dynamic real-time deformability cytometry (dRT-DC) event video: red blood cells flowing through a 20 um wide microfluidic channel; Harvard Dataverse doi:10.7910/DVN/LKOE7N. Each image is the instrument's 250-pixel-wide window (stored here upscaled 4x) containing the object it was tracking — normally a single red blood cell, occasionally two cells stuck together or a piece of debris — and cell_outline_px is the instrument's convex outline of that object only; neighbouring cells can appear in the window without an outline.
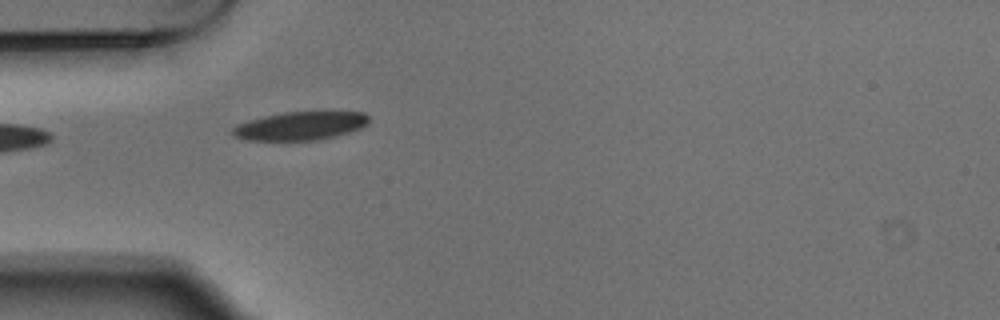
{"species": "Egyptian fruit bat (a non-hibernating species)", "species_latin": "Rousettus aegyptiacus", "temperature_condition": "warm", "stored_images_in_passage": 9, "camera_frame_rate_fps": 3000, "um_per_image_px": 0.085, "animal": {"sex": "male"}, "frame": {"image": 1, "passage_image": 4, "time_ms": 1.0, "image_size_px": [1000, 320], "cell_outline_px": [[368, 124], [360, 128], [348, 132], [316, 140], [248, 140], [232, 136], [232, 128], [236, 124], [248, 120], [264, 116], [284, 112], [364, 112], [368, 116]], "centroid_in_image_um": [25.48, 10.69], "position_along_channel_um": 59.5, "area_um2": 22.37}}
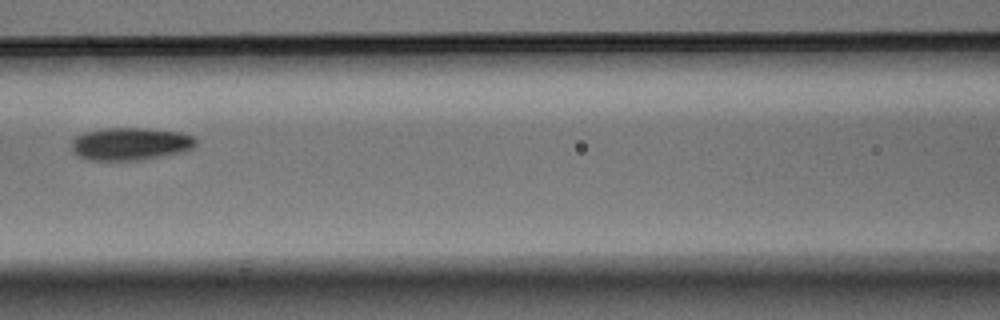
{"frame": {"image": 2, "passage_image": 6, "time_ms": 1.667, "image_size_px": [1000, 320], "cell_outline_px": [[196, 144], [192, 148], [184, 152], [140, 160], [88, 160], [72, 152], [72, 140], [76, 136], [84, 132], [104, 128], [148, 128], [180, 132], [192, 136], [196, 140]], "centroid_in_image_um": [11.08, 12.22], "position_along_channel_um": 155.5, "area_um2": 23.76}}
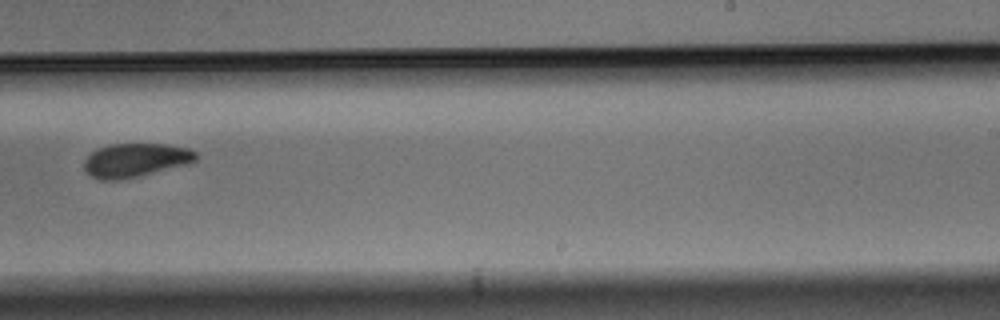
{"frame": {"image": 3, "passage_image": 9, "time_ms": 2.667, "image_size_px": [1000, 320], "cell_outline_px": [[196, 160], [184, 164], [136, 176], [116, 180], [100, 180], [92, 176], [84, 168], [84, 160], [96, 148], [108, 144], [168, 144], [188, 148], [196, 152]], "centroid_in_image_um": [11.46, 13.59], "position_along_channel_um": 277.5, "area_um2": 21.56}}